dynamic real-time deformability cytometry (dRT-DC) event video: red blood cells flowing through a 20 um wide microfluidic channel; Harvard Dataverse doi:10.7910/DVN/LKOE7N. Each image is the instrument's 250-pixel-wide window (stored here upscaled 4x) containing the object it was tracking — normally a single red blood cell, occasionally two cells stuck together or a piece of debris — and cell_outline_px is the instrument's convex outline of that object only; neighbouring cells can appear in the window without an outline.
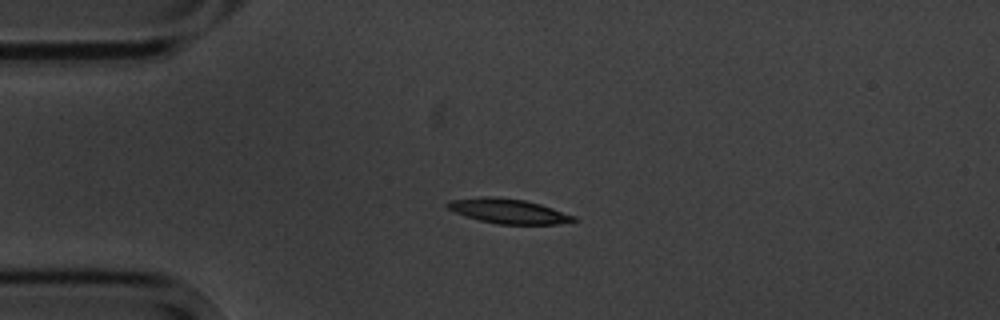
{"species": "common noctule bat (a hibernating species)", "species_latin": "Nyctalus noctula", "temperature_condition": "cold", "stored_images_in_passage": 4, "camera_frame_rate_fps": 3000, "um_per_image_px": 0.085, "animal": {"sex": "male", "body_mass_g": 20.1, "forearm_length_mm": 53.5}, "frame": {"image": 1, "passage_image": 3, "time_ms": 2.333, "image_size_px": [1000, 320], "cell_outline_px": [[580, 220], [556, 224], [500, 224], [480, 220], [456, 212], [448, 208], [444, 204], [448, 200], [484, 196], [488, 196], [524, 200], [540, 204], [576, 216]], "centroid_in_image_um": [43.23, 17.94], "position_along_channel_um": 41.8, "area_um2": 17.98}}